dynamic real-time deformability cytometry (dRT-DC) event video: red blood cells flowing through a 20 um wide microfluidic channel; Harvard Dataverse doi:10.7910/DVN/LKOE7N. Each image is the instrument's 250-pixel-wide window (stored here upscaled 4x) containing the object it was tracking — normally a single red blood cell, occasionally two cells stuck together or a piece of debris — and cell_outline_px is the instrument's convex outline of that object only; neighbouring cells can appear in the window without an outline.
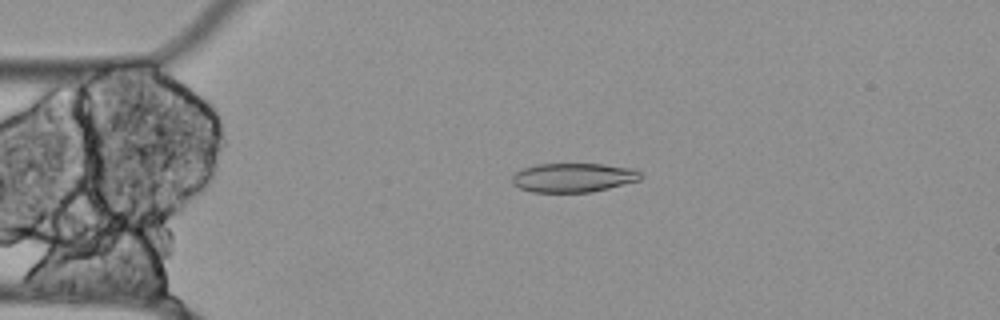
{"species": "Egyptian fruit bat (a non-hibernating species)", "species_latin": "Rousettus aegyptiacus", "temperature_condition": "cold", "stored_images_in_passage": 45, "camera_frame_rate_fps": 3000, "um_per_image_px": 0.085, "animal": {"sex": "female"}, "frame": {"image": 1, "passage_image": 2, "time_ms": 0.333, "image_size_px": [1000, 320], "cell_outline_px": [[644, 176], [640, 180], [592, 192], [532, 192], [520, 188], [512, 184], [512, 176], [516, 172], [524, 168], [536, 164], [604, 164], [632, 168], [640, 172]], "centroid_in_image_um": [48.74, 15.09], "position_along_channel_um": 36.3, "area_um2": 21.85}}
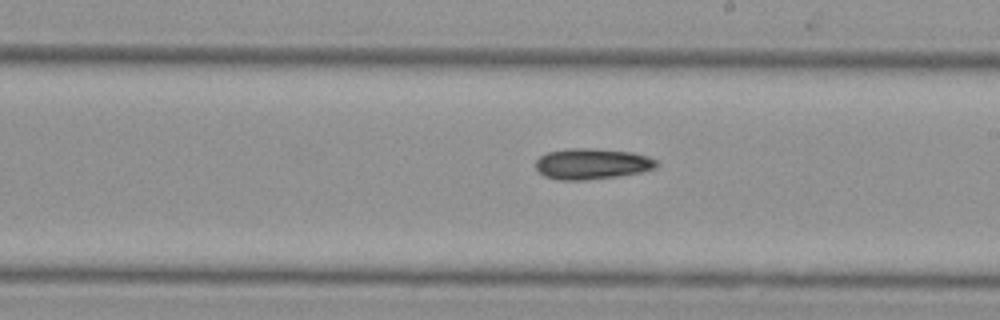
{"frame": {"image": 2, "passage_image": 21, "time_ms": 6.667, "image_size_px": [1000, 320], "cell_outline_px": [[660, 164], [656, 168], [640, 172], [620, 176], [584, 180], [556, 180], [544, 176], [536, 168], [536, 160], [540, 156], [548, 152], [568, 148], [588, 148], [632, 152], [648, 156], [656, 160]], "centroid_in_image_um": [50.33, 13.93], "position_along_channel_um": 238.7, "area_um2": 21.85}}
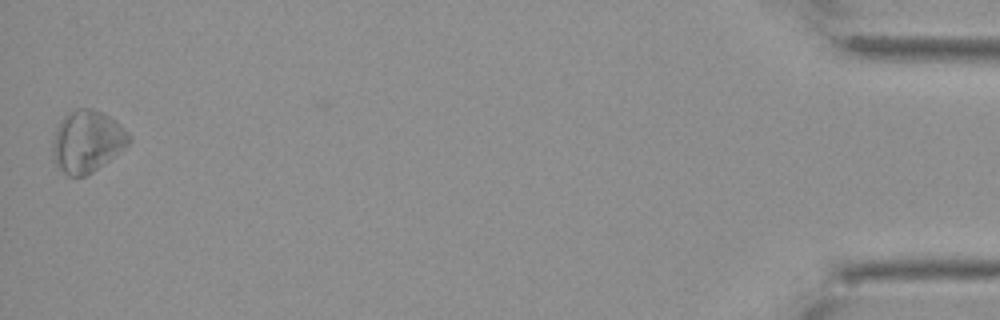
{"frame": {"image": 3, "passage_image": 45, "time_ms": 14.667, "image_size_px": [1000, 320], "cell_outline_px": [[132, 140], [120, 152], [92, 172], [84, 176], [68, 176], [56, 164], [52, 152], [52, 140], [56, 128], [60, 120], [68, 112], [76, 108], [92, 108], [104, 112], [124, 128], [132, 136]], "centroid_in_image_um": [7.4, 11.99], "position_along_channel_um": 427.8, "area_um2": 27.63}, "authors_computed_cell_mechanics": {"area_um2": 21.7906, "velocity_mm_per_s": 3.5016, "shape_relaxation_time_tau1_ms": 0.0074, "shape_relaxation_time_tau2_ms": null, "deformation_change_tau1": 0.0012, "deformation_change_tau2": null}}